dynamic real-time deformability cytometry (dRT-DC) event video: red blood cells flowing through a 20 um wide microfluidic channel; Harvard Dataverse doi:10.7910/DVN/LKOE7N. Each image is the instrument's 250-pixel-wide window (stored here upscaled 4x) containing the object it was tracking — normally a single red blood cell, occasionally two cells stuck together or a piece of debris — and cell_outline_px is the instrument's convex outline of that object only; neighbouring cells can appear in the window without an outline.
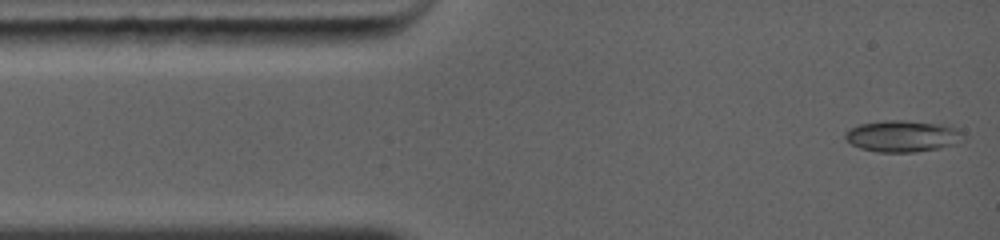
{"species": "common noctule bat (a hibernating species)", "species_latin": "Nyctalus noctula", "temperature_condition": "warm", "stored_images_in_passage": 25, "camera_frame_rate_fps": 5000, "um_per_image_px": 0.085, "animal": {"sex": "female", "body_mass_g": 19.0, "forearm_length_mm": 56.7}, "frame": {"image": 1, "passage_image": 1, "time_ms": 0.0, "image_size_px": [1000, 240], "cell_outline_px": [[964, 132], [956, 144], [940, 148], [916, 152], [876, 152], [860, 148], [852, 144], [844, 136], [844, 132], [848, 128], [860, 124], [884, 120], [904, 120], [948, 124]], "centroid_in_image_um": [76.71, 11.56], "position_along_channel_um": 8.3, "area_um2": 21.91}}
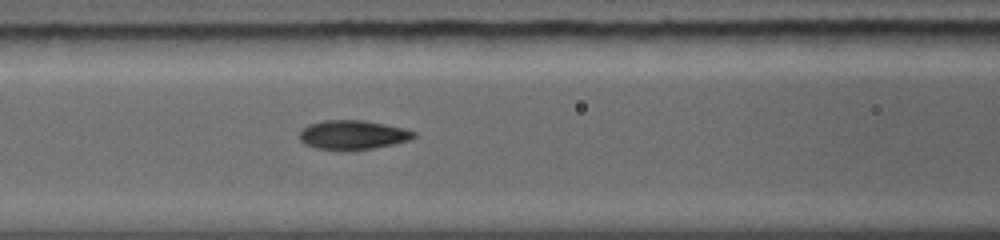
{"frame": {"image": 2, "passage_image": 15, "time_ms": 4.4, "image_size_px": [1000, 240], "cell_outline_px": [[416, 136], [408, 140], [396, 144], [348, 152], [340, 152], [316, 148], [304, 144], [296, 136], [308, 124], [324, 120], [360, 120], [384, 124], [416, 132]], "centroid_in_image_um": [29.92, 11.5], "position_along_channel_um": 136.7, "area_um2": 19.83}}
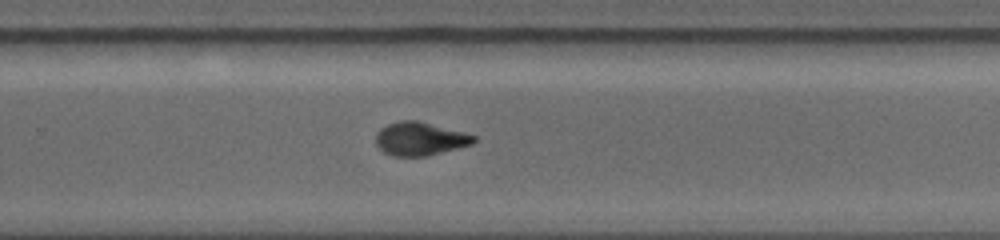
{"frame": {"image": 3, "passage_image": 25, "time_ms": 8.0, "image_size_px": [1000, 240], "cell_outline_px": [[476, 140], [472, 144], [428, 156], [392, 156], [384, 152], [376, 144], [376, 136], [380, 128], [388, 124], [400, 120], [416, 120], [476, 136]], "centroid_in_image_um": [35.67, 11.81], "position_along_channel_um": 294.1, "area_um2": 18.79}}